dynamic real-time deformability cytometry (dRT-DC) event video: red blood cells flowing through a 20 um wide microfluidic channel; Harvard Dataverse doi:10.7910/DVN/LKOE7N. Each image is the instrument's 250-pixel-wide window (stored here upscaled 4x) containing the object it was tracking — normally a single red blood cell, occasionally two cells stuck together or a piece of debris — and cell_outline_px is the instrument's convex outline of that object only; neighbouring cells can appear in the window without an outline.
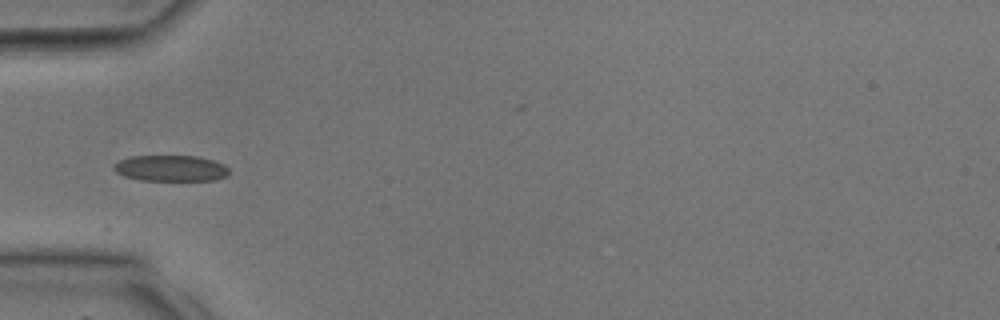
{"species": "common noctule bat (a hibernating species)", "species_latin": "Nyctalus noctula", "temperature_condition": "room temperature", "stored_images_in_passage": 7, "camera_frame_rate_fps": 3000, "um_per_image_px": 0.085, "animal": {"sex": "male", "body_mass_g": 17.9, "forearm_length_mm": 54.2}, "frame": {"image": 1, "passage_image": 1, "time_ms": 0.0, "image_size_px": [1000, 320], "cell_outline_px": [[228, 176], [212, 180], [140, 180], [124, 176], [116, 172], [112, 168], [120, 160], [132, 156], [200, 156], [224, 164], [228, 168]], "centroid_in_image_um": [14.53, 14.3], "position_along_channel_um": 70.5, "area_um2": 17.4}}